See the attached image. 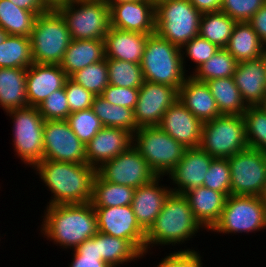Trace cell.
<instances>
[{
    "instance_id": "38",
    "label": "cell",
    "mask_w": 266,
    "mask_h": 267,
    "mask_svg": "<svg viewBox=\"0 0 266 267\" xmlns=\"http://www.w3.org/2000/svg\"><path fill=\"white\" fill-rule=\"evenodd\" d=\"M109 84L139 89L143 82L141 64L107 58Z\"/></svg>"
},
{
    "instance_id": "1",
    "label": "cell",
    "mask_w": 266,
    "mask_h": 267,
    "mask_svg": "<svg viewBox=\"0 0 266 267\" xmlns=\"http://www.w3.org/2000/svg\"><path fill=\"white\" fill-rule=\"evenodd\" d=\"M33 169L53 194L48 205L91 202L96 169L89 164L41 160Z\"/></svg>"
},
{
    "instance_id": "50",
    "label": "cell",
    "mask_w": 266,
    "mask_h": 267,
    "mask_svg": "<svg viewBox=\"0 0 266 267\" xmlns=\"http://www.w3.org/2000/svg\"><path fill=\"white\" fill-rule=\"evenodd\" d=\"M248 23L266 46V3L250 18Z\"/></svg>"
},
{
    "instance_id": "47",
    "label": "cell",
    "mask_w": 266,
    "mask_h": 267,
    "mask_svg": "<svg viewBox=\"0 0 266 267\" xmlns=\"http://www.w3.org/2000/svg\"><path fill=\"white\" fill-rule=\"evenodd\" d=\"M64 88L70 113L91 108L95 96L90 91L70 78L66 80Z\"/></svg>"
},
{
    "instance_id": "37",
    "label": "cell",
    "mask_w": 266,
    "mask_h": 267,
    "mask_svg": "<svg viewBox=\"0 0 266 267\" xmlns=\"http://www.w3.org/2000/svg\"><path fill=\"white\" fill-rule=\"evenodd\" d=\"M237 61L225 48H220L211 58L190 74L194 79L207 82L218 78L232 77Z\"/></svg>"
},
{
    "instance_id": "45",
    "label": "cell",
    "mask_w": 266,
    "mask_h": 267,
    "mask_svg": "<svg viewBox=\"0 0 266 267\" xmlns=\"http://www.w3.org/2000/svg\"><path fill=\"white\" fill-rule=\"evenodd\" d=\"M37 108L45 121L67 120L70 114V108L65 88L54 91Z\"/></svg>"
},
{
    "instance_id": "19",
    "label": "cell",
    "mask_w": 266,
    "mask_h": 267,
    "mask_svg": "<svg viewBox=\"0 0 266 267\" xmlns=\"http://www.w3.org/2000/svg\"><path fill=\"white\" fill-rule=\"evenodd\" d=\"M212 159L200 147L187 148L183 158L168 175L172 184H176V187H170L171 192L184 195L187 191L203 186Z\"/></svg>"
},
{
    "instance_id": "4",
    "label": "cell",
    "mask_w": 266,
    "mask_h": 267,
    "mask_svg": "<svg viewBox=\"0 0 266 267\" xmlns=\"http://www.w3.org/2000/svg\"><path fill=\"white\" fill-rule=\"evenodd\" d=\"M140 64L144 81L172 86L177 91L188 77L183 67L181 48L156 32L148 34Z\"/></svg>"
},
{
    "instance_id": "6",
    "label": "cell",
    "mask_w": 266,
    "mask_h": 267,
    "mask_svg": "<svg viewBox=\"0 0 266 267\" xmlns=\"http://www.w3.org/2000/svg\"><path fill=\"white\" fill-rule=\"evenodd\" d=\"M54 7L66 21L72 40L104 39L110 28V6L104 0H65Z\"/></svg>"
},
{
    "instance_id": "49",
    "label": "cell",
    "mask_w": 266,
    "mask_h": 267,
    "mask_svg": "<svg viewBox=\"0 0 266 267\" xmlns=\"http://www.w3.org/2000/svg\"><path fill=\"white\" fill-rule=\"evenodd\" d=\"M201 258L194 249H180L162 258L157 267H202Z\"/></svg>"
},
{
    "instance_id": "33",
    "label": "cell",
    "mask_w": 266,
    "mask_h": 267,
    "mask_svg": "<svg viewBox=\"0 0 266 267\" xmlns=\"http://www.w3.org/2000/svg\"><path fill=\"white\" fill-rule=\"evenodd\" d=\"M38 14L16 6L10 0H0V27L8 35L29 37Z\"/></svg>"
},
{
    "instance_id": "48",
    "label": "cell",
    "mask_w": 266,
    "mask_h": 267,
    "mask_svg": "<svg viewBox=\"0 0 266 267\" xmlns=\"http://www.w3.org/2000/svg\"><path fill=\"white\" fill-rule=\"evenodd\" d=\"M100 96L110 104L134 110L138 101L139 89L123 88L109 84Z\"/></svg>"
},
{
    "instance_id": "28",
    "label": "cell",
    "mask_w": 266,
    "mask_h": 267,
    "mask_svg": "<svg viewBox=\"0 0 266 267\" xmlns=\"http://www.w3.org/2000/svg\"><path fill=\"white\" fill-rule=\"evenodd\" d=\"M26 77L27 69L0 68V107L6 112L28 106Z\"/></svg>"
},
{
    "instance_id": "41",
    "label": "cell",
    "mask_w": 266,
    "mask_h": 267,
    "mask_svg": "<svg viewBox=\"0 0 266 267\" xmlns=\"http://www.w3.org/2000/svg\"><path fill=\"white\" fill-rule=\"evenodd\" d=\"M67 121L74 134L85 145L104 127L91 108L70 113Z\"/></svg>"
},
{
    "instance_id": "42",
    "label": "cell",
    "mask_w": 266,
    "mask_h": 267,
    "mask_svg": "<svg viewBox=\"0 0 266 267\" xmlns=\"http://www.w3.org/2000/svg\"><path fill=\"white\" fill-rule=\"evenodd\" d=\"M203 186L223 193L226 197L231 195V171L227 158H213Z\"/></svg>"
},
{
    "instance_id": "13",
    "label": "cell",
    "mask_w": 266,
    "mask_h": 267,
    "mask_svg": "<svg viewBox=\"0 0 266 267\" xmlns=\"http://www.w3.org/2000/svg\"><path fill=\"white\" fill-rule=\"evenodd\" d=\"M43 160L87 163L86 145L67 120H46L43 127Z\"/></svg>"
},
{
    "instance_id": "46",
    "label": "cell",
    "mask_w": 266,
    "mask_h": 267,
    "mask_svg": "<svg viewBox=\"0 0 266 267\" xmlns=\"http://www.w3.org/2000/svg\"><path fill=\"white\" fill-rule=\"evenodd\" d=\"M266 0H221V11L236 22H248Z\"/></svg>"
},
{
    "instance_id": "8",
    "label": "cell",
    "mask_w": 266,
    "mask_h": 267,
    "mask_svg": "<svg viewBox=\"0 0 266 267\" xmlns=\"http://www.w3.org/2000/svg\"><path fill=\"white\" fill-rule=\"evenodd\" d=\"M156 33L182 47L198 35L201 13L189 0H163L155 5Z\"/></svg>"
},
{
    "instance_id": "3",
    "label": "cell",
    "mask_w": 266,
    "mask_h": 267,
    "mask_svg": "<svg viewBox=\"0 0 266 267\" xmlns=\"http://www.w3.org/2000/svg\"><path fill=\"white\" fill-rule=\"evenodd\" d=\"M203 229L183 194L170 193L154 224L146 232L145 255L155 245H179ZM174 244V245H173Z\"/></svg>"
},
{
    "instance_id": "18",
    "label": "cell",
    "mask_w": 266,
    "mask_h": 267,
    "mask_svg": "<svg viewBox=\"0 0 266 267\" xmlns=\"http://www.w3.org/2000/svg\"><path fill=\"white\" fill-rule=\"evenodd\" d=\"M158 127L186 148L200 147L203 123L179 100L167 109Z\"/></svg>"
},
{
    "instance_id": "16",
    "label": "cell",
    "mask_w": 266,
    "mask_h": 267,
    "mask_svg": "<svg viewBox=\"0 0 266 267\" xmlns=\"http://www.w3.org/2000/svg\"><path fill=\"white\" fill-rule=\"evenodd\" d=\"M178 100V91L165 84L144 81L134 108L138 128L158 126L167 109Z\"/></svg>"
},
{
    "instance_id": "30",
    "label": "cell",
    "mask_w": 266,
    "mask_h": 267,
    "mask_svg": "<svg viewBox=\"0 0 266 267\" xmlns=\"http://www.w3.org/2000/svg\"><path fill=\"white\" fill-rule=\"evenodd\" d=\"M221 115H243L248 106L243 101L233 76L207 81Z\"/></svg>"
},
{
    "instance_id": "32",
    "label": "cell",
    "mask_w": 266,
    "mask_h": 267,
    "mask_svg": "<svg viewBox=\"0 0 266 267\" xmlns=\"http://www.w3.org/2000/svg\"><path fill=\"white\" fill-rule=\"evenodd\" d=\"M135 188L103 180L97 173L93 180L91 204L93 207L131 205Z\"/></svg>"
},
{
    "instance_id": "59",
    "label": "cell",
    "mask_w": 266,
    "mask_h": 267,
    "mask_svg": "<svg viewBox=\"0 0 266 267\" xmlns=\"http://www.w3.org/2000/svg\"><path fill=\"white\" fill-rule=\"evenodd\" d=\"M264 58H265V63H266V51H265V53H264Z\"/></svg>"
},
{
    "instance_id": "34",
    "label": "cell",
    "mask_w": 266,
    "mask_h": 267,
    "mask_svg": "<svg viewBox=\"0 0 266 267\" xmlns=\"http://www.w3.org/2000/svg\"><path fill=\"white\" fill-rule=\"evenodd\" d=\"M237 22L220 11L202 13L198 35L219 48H225Z\"/></svg>"
},
{
    "instance_id": "43",
    "label": "cell",
    "mask_w": 266,
    "mask_h": 267,
    "mask_svg": "<svg viewBox=\"0 0 266 267\" xmlns=\"http://www.w3.org/2000/svg\"><path fill=\"white\" fill-rule=\"evenodd\" d=\"M69 267H110L99 255V232L73 250Z\"/></svg>"
},
{
    "instance_id": "53",
    "label": "cell",
    "mask_w": 266,
    "mask_h": 267,
    "mask_svg": "<svg viewBox=\"0 0 266 267\" xmlns=\"http://www.w3.org/2000/svg\"><path fill=\"white\" fill-rule=\"evenodd\" d=\"M109 6L111 4H117V3H122V2H135V1H142V0H104Z\"/></svg>"
},
{
    "instance_id": "17",
    "label": "cell",
    "mask_w": 266,
    "mask_h": 267,
    "mask_svg": "<svg viewBox=\"0 0 266 267\" xmlns=\"http://www.w3.org/2000/svg\"><path fill=\"white\" fill-rule=\"evenodd\" d=\"M110 27L153 34L156 32L155 5L150 0L111 4Z\"/></svg>"
},
{
    "instance_id": "26",
    "label": "cell",
    "mask_w": 266,
    "mask_h": 267,
    "mask_svg": "<svg viewBox=\"0 0 266 267\" xmlns=\"http://www.w3.org/2000/svg\"><path fill=\"white\" fill-rule=\"evenodd\" d=\"M184 196L196 220L204 229L210 231L219 221L227 197L204 186L187 191Z\"/></svg>"
},
{
    "instance_id": "9",
    "label": "cell",
    "mask_w": 266,
    "mask_h": 267,
    "mask_svg": "<svg viewBox=\"0 0 266 267\" xmlns=\"http://www.w3.org/2000/svg\"><path fill=\"white\" fill-rule=\"evenodd\" d=\"M200 148L213 158H229L249 148L243 115H221L203 123Z\"/></svg>"
},
{
    "instance_id": "44",
    "label": "cell",
    "mask_w": 266,
    "mask_h": 267,
    "mask_svg": "<svg viewBox=\"0 0 266 267\" xmlns=\"http://www.w3.org/2000/svg\"><path fill=\"white\" fill-rule=\"evenodd\" d=\"M185 49V50H184ZM220 48L208 41L207 39L197 35L181 47V57L183 67L185 68V59L188 57L196 64L194 71L211 58Z\"/></svg>"
},
{
    "instance_id": "40",
    "label": "cell",
    "mask_w": 266,
    "mask_h": 267,
    "mask_svg": "<svg viewBox=\"0 0 266 267\" xmlns=\"http://www.w3.org/2000/svg\"><path fill=\"white\" fill-rule=\"evenodd\" d=\"M243 118L249 148L266 154V112L259 106H248Z\"/></svg>"
},
{
    "instance_id": "20",
    "label": "cell",
    "mask_w": 266,
    "mask_h": 267,
    "mask_svg": "<svg viewBox=\"0 0 266 267\" xmlns=\"http://www.w3.org/2000/svg\"><path fill=\"white\" fill-rule=\"evenodd\" d=\"M68 78L59 64L30 65L26 77L28 106L40 105L54 91L64 88Z\"/></svg>"
},
{
    "instance_id": "51",
    "label": "cell",
    "mask_w": 266,
    "mask_h": 267,
    "mask_svg": "<svg viewBox=\"0 0 266 267\" xmlns=\"http://www.w3.org/2000/svg\"><path fill=\"white\" fill-rule=\"evenodd\" d=\"M19 8L41 15L47 12L52 5L47 0H10Z\"/></svg>"
},
{
    "instance_id": "5",
    "label": "cell",
    "mask_w": 266,
    "mask_h": 267,
    "mask_svg": "<svg viewBox=\"0 0 266 267\" xmlns=\"http://www.w3.org/2000/svg\"><path fill=\"white\" fill-rule=\"evenodd\" d=\"M29 38L37 64H60L72 41L66 21L54 6L37 16Z\"/></svg>"
},
{
    "instance_id": "58",
    "label": "cell",
    "mask_w": 266,
    "mask_h": 267,
    "mask_svg": "<svg viewBox=\"0 0 266 267\" xmlns=\"http://www.w3.org/2000/svg\"><path fill=\"white\" fill-rule=\"evenodd\" d=\"M154 5H156L158 2H161L163 0H150Z\"/></svg>"
},
{
    "instance_id": "15",
    "label": "cell",
    "mask_w": 266,
    "mask_h": 267,
    "mask_svg": "<svg viewBox=\"0 0 266 267\" xmlns=\"http://www.w3.org/2000/svg\"><path fill=\"white\" fill-rule=\"evenodd\" d=\"M94 210L98 232L128 240L144 256L146 232L138 224L131 205Z\"/></svg>"
},
{
    "instance_id": "57",
    "label": "cell",
    "mask_w": 266,
    "mask_h": 267,
    "mask_svg": "<svg viewBox=\"0 0 266 267\" xmlns=\"http://www.w3.org/2000/svg\"><path fill=\"white\" fill-rule=\"evenodd\" d=\"M52 6H54L56 3L58 2H62V1H65V0H47Z\"/></svg>"
},
{
    "instance_id": "23",
    "label": "cell",
    "mask_w": 266,
    "mask_h": 267,
    "mask_svg": "<svg viewBox=\"0 0 266 267\" xmlns=\"http://www.w3.org/2000/svg\"><path fill=\"white\" fill-rule=\"evenodd\" d=\"M233 78L246 105L259 106L266 96V63L264 56L237 63Z\"/></svg>"
},
{
    "instance_id": "55",
    "label": "cell",
    "mask_w": 266,
    "mask_h": 267,
    "mask_svg": "<svg viewBox=\"0 0 266 267\" xmlns=\"http://www.w3.org/2000/svg\"><path fill=\"white\" fill-rule=\"evenodd\" d=\"M260 198L262 199V201H263L264 204L266 205V182H265V185H264L263 192H262L261 195H260Z\"/></svg>"
},
{
    "instance_id": "36",
    "label": "cell",
    "mask_w": 266,
    "mask_h": 267,
    "mask_svg": "<svg viewBox=\"0 0 266 267\" xmlns=\"http://www.w3.org/2000/svg\"><path fill=\"white\" fill-rule=\"evenodd\" d=\"M33 63L30 38L7 35L0 44V68L27 69Z\"/></svg>"
},
{
    "instance_id": "12",
    "label": "cell",
    "mask_w": 266,
    "mask_h": 267,
    "mask_svg": "<svg viewBox=\"0 0 266 267\" xmlns=\"http://www.w3.org/2000/svg\"><path fill=\"white\" fill-rule=\"evenodd\" d=\"M231 195L260 196L266 182V154L247 148L227 158Z\"/></svg>"
},
{
    "instance_id": "29",
    "label": "cell",
    "mask_w": 266,
    "mask_h": 267,
    "mask_svg": "<svg viewBox=\"0 0 266 267\" xmlns=\"http://www.w3.org/2000/svg\"><path fill=\"white\" fill-rule=\"evenodd\" d=\"M225 49L239 63L264 56L266 46L260 41L258 34L248 22H237Z\"/></svg>"
},
{
    "instance_id": "11",
    "label": "cell",
    "mask_w": 266,
    "mask_h": 267,
    "mask_svg": "<svg viewBox=\"0 0 266 267\" xmlns=\"http://www.w3.org/2000/svg\"><path fill=\"white\" fill-rule=\"evenodd\" d=\"M13 119V146L17 157L32 166L43 160L44 119L37 107L26 106L6 112Z\"/></svg>"
},
{
    "instance_id": "25",
    "label": "cell",
    "mask_w": 266,
    "mask_h": 267,
    "mask_svg": "<svg viewBox=\"0 0 266 267\" xmlns=\"http://www.w3.org/2000/svg\"><path fill=\"white\" fill-rule=\"evenodd\" d=\"M148 34L110 27L105 35V57L140 64Z\"/></svg>"
},
{
    "instance_id": "35",
    "label": "cell",
    "mask_w": 266,
    "mask_h": 267,
    "mask_svg": "<svg viewBox=\"0 0 266 267\" xmlns=\"http://www.w3.org/2000/svg\"><path fill=\"white\" fill-rule=\"evenodd\" d=\"M99 255L110 267H120L125 262H133L143 255L125 239L99 232ZM138 258V259H137Z\"/></svg>"
},
{
    "instance_id": "22",
    "label": "cell",
    "mask_w": 266,
    "mask_h": 267,
    "mask_svg": "<svg viewBox=\"0 0 266 267\" xmlns=\"http://www.w3.org/2000/svg\"><path fill=\"white\" fill-rule=\"evenodd\" d=\"M162 177L154 178L150 183L135 189L131 207L140 227L147 232L154 224L163 208L164 202L171 193V188L160 184Z\"/></svg>"
},
{
    "instance_id": "14",
    "label": "cell",
    "mask_w": 266,
    "mask_h": 267,
    "mask_svg": "<svg viewBox=\"0 0 266 267\" xmlns=\"http://www.w3.org/2000/svg\"><path fill=\"white\" fill-rule=\"evenodd\" d=\"M96 173L107 182L135 189L157 177L133 145L114 159L103 163L96 169Z\"/></svg>"
},
{
    "instance_id": "52",
    "label": "cell",
    "mask_w": 266,
    "mask_h": 267,
    "mask_svg": "<svg viewBox=\"0 0 266 267\" xmlns=\"http://www.w3.org/2000/svg\"><path fill=\"white\" fill-rule=\"evenodd\" d=\"M189 2L201 14L221 10V0H189Z\"/></svg>"
},
{
    "instance_id": "27",
    "label": "cell",
    "mask_w": 266,
    "mask_h": 267,
    "mask_svg": "<svg viewBox=\"0 0 266 267\" xmlns=\"http://www.w3.org/2000/svg\"><path fill=\"white\" fill-rule=\"evenodd\" d=\"M105 58L104 39L72 40L59 65L70 77L76 71L102 61Z\"/></svg>"
},
{
    "instance_id": "10",
    "label": "cell",
    "mask_w": 266,
    "mask_h": 267,
    "mask_svg": "<svg viewBox=\"0 0 266 267\" xmlns=\"http://www.w3.org/2000/svg\"><path fill=\"white\" fill-rule=\"evenodd\" d=\"M266 229V205L260 196L229 195L219 221L210 230L222 234Z\"/></svg>"
},
{
    "instance_id": "56",
    "label": "cell",
    "mask_w": 266,
    "mask_h": 267,
    "mask_svg": "<svg viewBox=\"0 0 266 267\" xmlns=\"http://www.w3.org/2000/svg\"><path fill=\"white\" fill-rule=\"evenodd\" d=\"M259 107L266 112V96L263 99V101L261 102V104L259 105Z\"/></svg>"
},
{
    "instance_id": "21",
    "label": "cell",
    "mask_w": 266,
    "mask_h": 267,
    "mask_svg": "<svg viewBox=\"0 0 266 267\" xmlns=\"http://www.w3.org/2000/svg\"><path fill=\"white\" fill-rule=\"evenodd\" d=\"M133 145V135L121 128L103 127L86 145L87 164L99 168Z\"/></svg>"
},
{
    "instance_id": "54",
    "label": "cell",
    "mask_w": 266,
    "mask_h": 267,
    "mask_svg": "<svg viewBox=\"0 0 266 267\" xmlns=\"http://www.w3.org/2000/svg\"><path fill=\"white\" fill-rule=\"evenodd\" d=\"M7 35L8 34L0 27V44L4 41Z\"/></svg>"
},
{
    "instance_id": "2",
    "label": "cell",
    "mask_w": 266,
    "mask_h": 267,
    "mask_svg": "<svg viewBox=\"0 0 266 267\" xmlns=\"http://www.w3.org/2000/svg\"><path fill=\"white\" fill-rule=\"evenodd\" d=\"M46 207L41 234L61 248L74 250L98 233L96 213L91 202Z\"/></svg>"
},
{
    "instance_id": "24",
    "label": "cell",
    "mask_w": 266,
    "mask_h": 267,
    "mask_svg": "<svg viewBox=\"0 0 266 267\" xmlns=\"http://www.w3.org/2000/svg\"><path fill=\"white\" fill-rule=\"evenodd\" d=\"M178 100L202 123L221 116L206 82L197 81L191 75L179 88Z\"/></svg>"
},
{
    "instance_id": "7",
    "label": "cell",
    "mask_w": 266,
    "mask_h": 267,
    "mask_svg": "<svg viewBox=\"0 0 266 267\" xmlns=\"http://www.w3.org/2000/svg\"><path fill=\"white\" fill-rule=\"evenodd\" d=\"M133 147L158 177L168 176L187 149L158 126L139 128L133 134Z\"/></svg>"
},
{
    "instance_id": "31",
    "label": "cell",
    "mask_w": 266,
    "mask_h": 267,
    "mask_svg": "<svg viewBox=\"0 0 266 267\" xmlns=\"http://www.w3.org/2000/svg\"><path fill=\"white\" fill-rule=\"evenodd\" d=\"M91 109L104 127L121 128L132 135L139 129L133 109L110 104L100 95L94 97Z\"/></svg>"
},
{
    "instance_id": "39",
    "label": "cell",
    "mask_w": 266,
    "mask_h": 267,
    "mask_svg": "<svg viewBox=\"0 0 266 267\" xmlns=\"http://www.w3.org/2000/svg\"><path fill=\"white\" fill-rule=\"evenodd\" d=\"M69 78L94 96L101 95L109 85L107 58L76 71Z\"/></svg>"
}]
</instances>
